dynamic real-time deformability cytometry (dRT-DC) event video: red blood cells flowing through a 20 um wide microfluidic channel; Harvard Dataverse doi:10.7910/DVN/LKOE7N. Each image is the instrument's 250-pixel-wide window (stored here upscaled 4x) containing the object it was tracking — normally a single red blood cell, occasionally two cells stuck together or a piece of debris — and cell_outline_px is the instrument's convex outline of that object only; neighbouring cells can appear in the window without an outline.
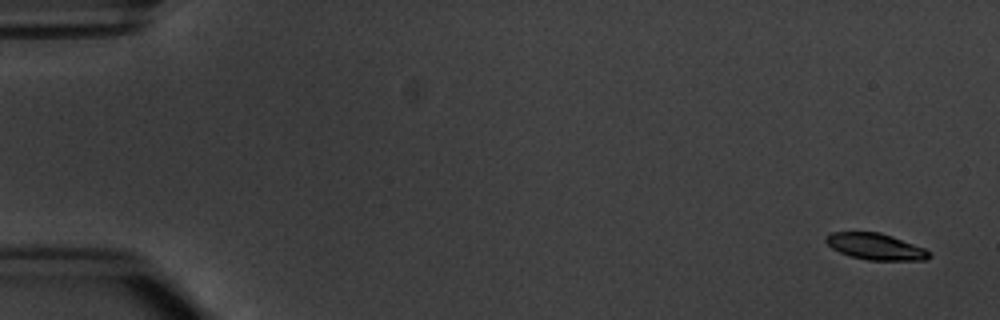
{"species": "common noctule bat (a hibernating species)", "species_latin": "Nyctalus noctula", "temperature_condition": "warm", "stored_images_in_passage": 5, "camera_frame_rate_fps": 3000, "um_per_image_px": 0.085, "animal": {"sex": "male", "body_mass_g": 20.1, "forearm_length_mm": 53.5}, "frame": {"image": 1, "passage_image": 1, "time_ms": 0.0, "image_size_px": [1000, 320], "cell_outline_px": [[932, 256], [924, 260], [868, 260], [852, 256], [840, 252], [832, 248], [824, 240], [824, 236], [832, 232], [880, 232], [892, 236], [924, 248], [932, 252]], "centroid_in_image_um": [74.43, 20.95], "position_along_channel_um": 10.6, "area_um2": 15.84}}
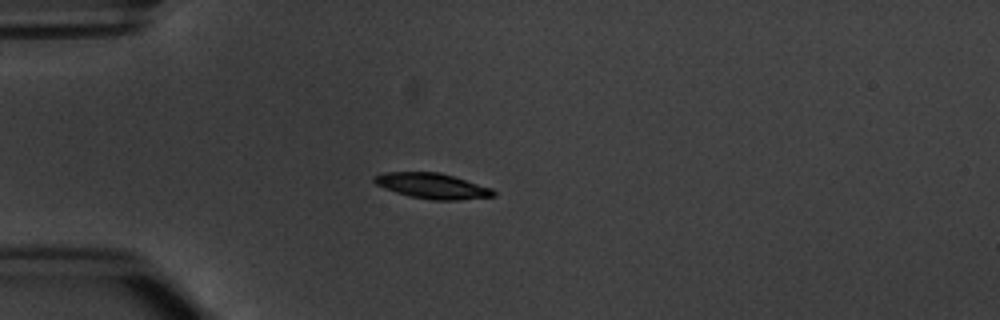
{"frame": {"image": 2, "passage_image": 5, "time_ms": 4.333, "image_size_px": [1000, 320], "cell_outline_px": [[496, 196], [460, 200], [432, 200], [412, 196], [396, 192], [384, 188], [376, 184], [372, 180], [372, 176], [380, 172], [440, 172], [492, 188], [496, 192]], "centroid_in_image_um": [36.73, 15.79], "position_along_channel_um": 48.3, "area_um2": 17.74}}